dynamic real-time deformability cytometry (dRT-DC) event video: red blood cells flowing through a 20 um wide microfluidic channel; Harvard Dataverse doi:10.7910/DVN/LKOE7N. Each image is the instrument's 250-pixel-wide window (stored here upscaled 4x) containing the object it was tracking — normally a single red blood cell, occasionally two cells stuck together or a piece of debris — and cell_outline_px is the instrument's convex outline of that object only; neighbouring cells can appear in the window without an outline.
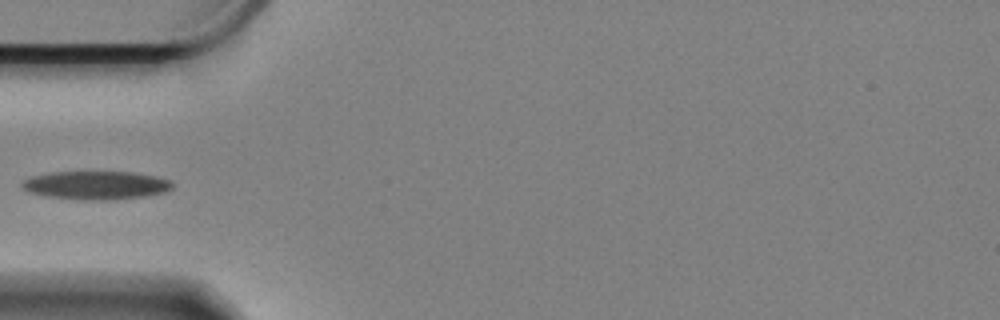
{"species": "Egyptian fruit bat (a non-hibernating species)", "species_latin": "Rousettus aegyptiacus", "temperature_condition": "cold", "stored_images_in_passage": 21, "camera_frame_rate_fps": 3000, "um_per_image_px": 0.085, "animal": {"sex": "female"}, "frame": {"image": 1, "passage_image": 1, "time_ms": 0.0, "image_size_px": [1000, 320], "cell_outline_px": [[172, 188], [164, 192], [144, 196], [116, 200], [80, 200], [48, 196], [28, 192], [20, 184], [24, 180], [32, 176], [52, 172], [132, 172], [152, 176], [168, 180], [172, 184]], "centroid_in_image_um": [8.13, 15.75], "position_along_channel_um": 76.9, "area_um2": 24.68}}
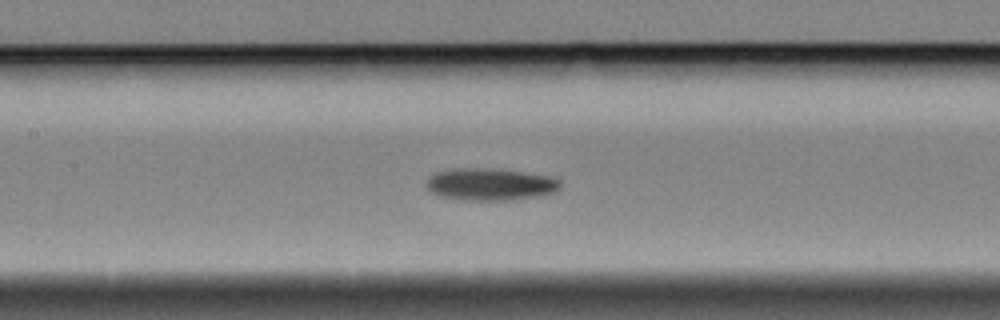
{"frame": {"image": 2, "passage_image": 9, "time_ms": 2.667, "image_size_px": [1000, 320], "cell_outline_px": [[560, 188], [556, 192], [536, 196], [508, 200], [464, 200], [436, 196], [428, 188], [428, 180], [436, 172], [464, 168], [476, 168], [520, 172], [552, 176], [560, 180]], "centroid_in_image_um": [41.7, 15.69], "position_along_channel_um": 165.7, "area_um2": 24.62}}
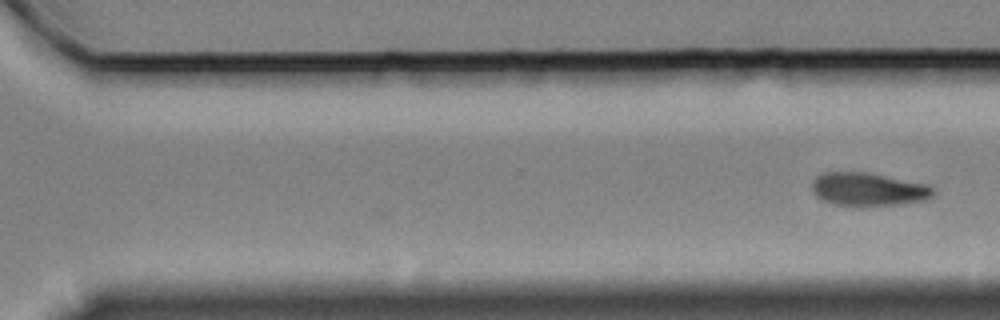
{"frame": {"image": 3, "passage_image": 21, "time_ms": 6.667, "image_size_px": [1000, 320], "cell_outline_px": [[936, 192], [932, 196], [924, 200], [900, 204], [860, 208], [856, 208], [836, 204], [824, 200], [816, 196], [812, 188], [812, 180], [816, 176], [824, 172], [864, 172], [928, 184], [936, 188]], "centroid_in_image_um": [73.82, 16.12], "position_along_channel_um": 296.8, "area_um2": 23.93}}